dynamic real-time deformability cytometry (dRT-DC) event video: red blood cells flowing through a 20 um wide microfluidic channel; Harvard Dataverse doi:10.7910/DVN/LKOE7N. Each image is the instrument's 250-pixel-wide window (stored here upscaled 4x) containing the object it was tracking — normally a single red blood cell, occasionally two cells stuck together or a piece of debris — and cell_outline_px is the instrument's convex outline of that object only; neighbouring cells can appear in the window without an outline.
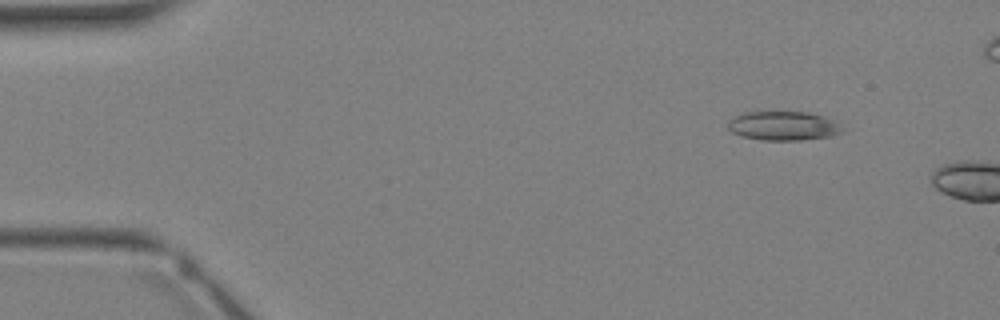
{"species": "Egyptian fruit bat (a non-hibernating species)", "species_latin": "Rousettus aegyptiacus", "temperature_condition": "warm", "stored_images_in_passage": 6, "camera_frame_rate_fps": 3000, "um_per_image_px": 0.085, "animal": {"sex": "female"}, "frame": {"image": 1, "passage_image": 4, "time_ms": 1.0, "image_size_px": [1000, 320], "cell_outline_px": [[848, 132], [832, 136], [800, 140], [764, 140], [740, 136], [732, 132], [728, 128], [728, 120], [732, 116], [744, 112], [808, 112], [840, 120]], "centroid_in_image_um": [66.69, 10.69], "position_along_channel_um": 18.3, "area_um2": 20.06}}